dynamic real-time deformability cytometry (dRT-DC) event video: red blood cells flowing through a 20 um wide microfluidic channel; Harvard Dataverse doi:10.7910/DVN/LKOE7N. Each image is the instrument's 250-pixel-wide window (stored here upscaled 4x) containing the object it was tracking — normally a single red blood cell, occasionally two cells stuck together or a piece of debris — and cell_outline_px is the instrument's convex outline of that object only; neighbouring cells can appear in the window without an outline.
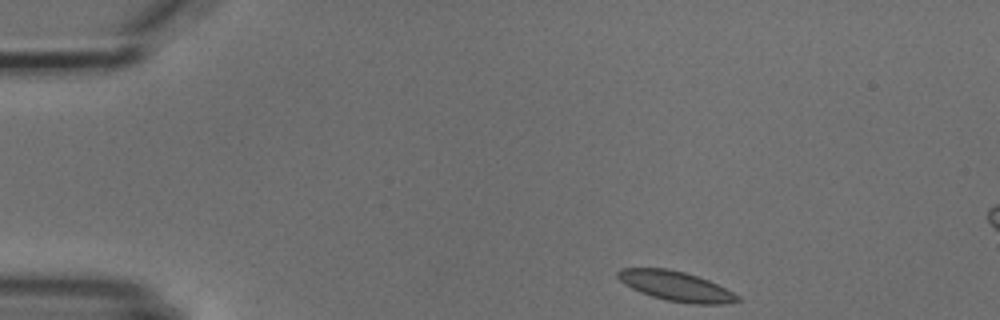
{"species": "common noctule bat (a hibernating species)", "species_latin": "Nyctalus noctula", "temperature_condition": "cold", "stored_images_in_passage": 2, "camera_frame_rate_fps": 3000, "um_per_image_px": 0.085, "animal": {"sex": "male", "body_mass_g": 18.8}, "frame": {"image": 1, "passage_image": 1, "time_ms": 0.0, "image_size_px": [1000, 320], "cell_outline_px": [[740, 300], [724, 304], [688, 304], [668, 300], [652, 296], [640, 292], [624, 284], [616, 276], [616, 272], [620, 268], [668, 268], [684, 272], [708, 280], [740, 296]], "centroid_in_image_um": [57.42, 24.32], "position_along_channel_um": 27.6, "area_um2": 20.63}}